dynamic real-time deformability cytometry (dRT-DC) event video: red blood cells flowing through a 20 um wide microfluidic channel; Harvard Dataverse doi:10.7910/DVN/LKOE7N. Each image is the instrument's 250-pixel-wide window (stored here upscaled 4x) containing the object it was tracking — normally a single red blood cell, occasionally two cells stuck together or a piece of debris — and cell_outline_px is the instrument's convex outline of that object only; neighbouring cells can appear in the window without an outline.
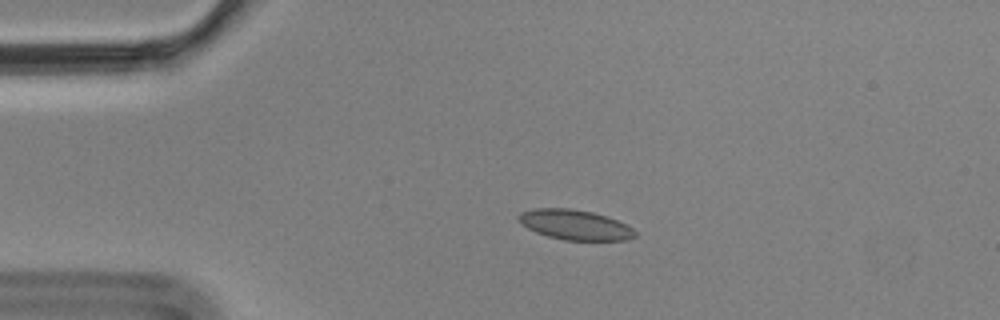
{"species": "Egyptian fruit bat (a non-hibernating species)", "species_latin": "Rousettus aegyptiacus", "temperature_condition": "cold", "stored_images_in_passage": 4, "camera_frame_rate_fps": 3000, "um_per_image_px": 0.085, "animal": {"sex": "male"}, "frame": {"image": 1, "passage_image": 3, "time_ms": 0.667, "image_size_px": [1000, 320], "cell_outline_px": [[636, 236], [628, 240], [564, 240], [548, 236], [536, 232], [528, 228], [516, 216], [520, 212], [536, 208], [568, 208], [592, 212], [608, 216], [632, 228], [636, 232]], "centroid_in_image_um": [48.88, 19.1], "position_along_channel_um": 36.1, "area_um2": 20.23}}